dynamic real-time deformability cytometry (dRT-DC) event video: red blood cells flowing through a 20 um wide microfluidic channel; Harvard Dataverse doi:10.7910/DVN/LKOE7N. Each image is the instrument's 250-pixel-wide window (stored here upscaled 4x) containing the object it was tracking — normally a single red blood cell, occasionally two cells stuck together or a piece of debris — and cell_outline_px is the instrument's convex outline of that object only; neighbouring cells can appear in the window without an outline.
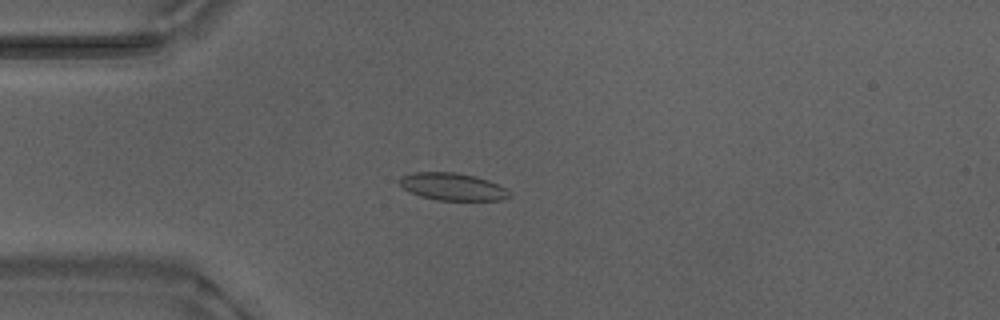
{"species": "Egyptian fruit bat (a non-hibernating species)", "species_latin": "Rousettus aegyptiacus", "temperature_condition": "warm", "stored_images_in_passage": 53, "camera_frame_rate_fps": 3000, "um_per_image_px": 0.085, "animal": {"sex": "male"}, "frame": {"image": 1, "passage_image": 14, "time_ms": 4.333, "image_size_px": [1000, 320], "cell_outline_px": [[512, 196], [500, 200], [436, 200], [420, 196], [408, 192], [396, 180], [400, 176], [412, 172], [456, 172], [476, 176], [488, 180], [504, 188]], "centroid_in_image_um": [38.39, 15.86], "position_along_channel_um": 46.6, "area_um2": 17.63}}
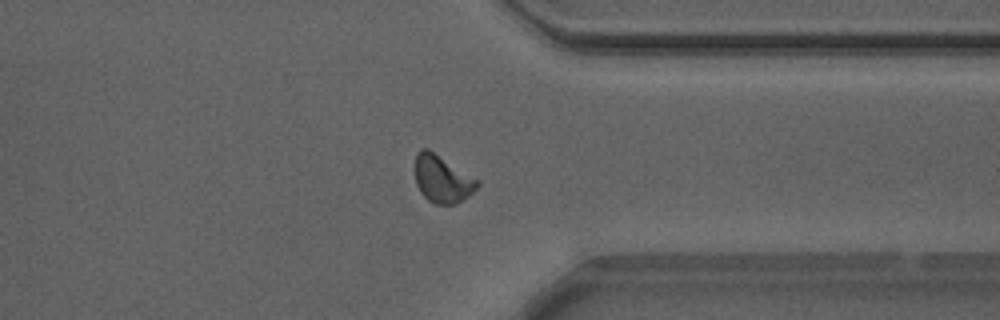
{"frame": {"image": 2, "passage_image": 41, "time_ms": 13.333, "image_size_px": [1000, 320], "cell_outline_px": [[480, 184], [468, 196], [456, 204], [436, 204], [428, 200], [420, 192], [416, 184], [416, 152], [420, 148], [428, 148], [480, 180]], "centroid_in_image_um": [37.6, 15.2], "position_along_channel_um": 373.8, "area_um2": 17.22}}
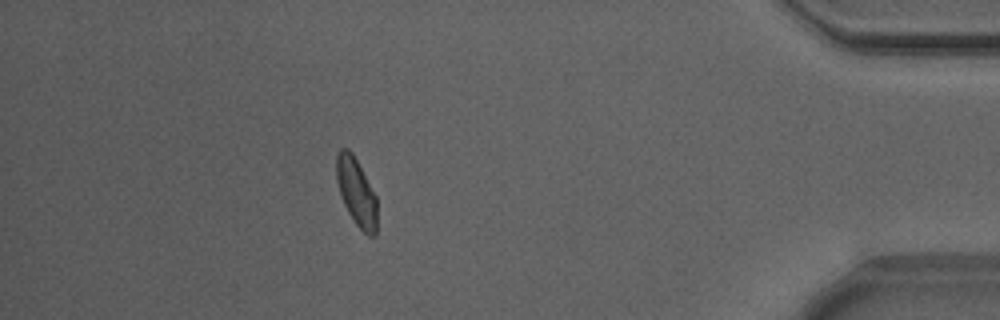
{"frame": {"image": 3, "passage_image": 47, "time_ms": 15.333, "image_size_px": [1000, 320], "cell_outline_px": [[376, 236], [368, 236], [356, 224], [348, 212], [344, 204], [336, 180], [336, 156], [340, 148], [348, 148], [352, 152], [376, 196]], "centroid_in_image_um": [30.28, 16.31], "position_along_channel_um": 404.9, "area_um2": 15.84}, "authors_computed_cell_mechanics": {"area_um2": 16.762, "velocity_mm_per_s": 3.8581, "shape_relaxation_time_tau1_ms": 5.1352, "shape_relaxation_time_tau2_ms": 1.2968, "deformation_change_tau1": 0.1003, "deformation_change_tau2": 0.0597}}